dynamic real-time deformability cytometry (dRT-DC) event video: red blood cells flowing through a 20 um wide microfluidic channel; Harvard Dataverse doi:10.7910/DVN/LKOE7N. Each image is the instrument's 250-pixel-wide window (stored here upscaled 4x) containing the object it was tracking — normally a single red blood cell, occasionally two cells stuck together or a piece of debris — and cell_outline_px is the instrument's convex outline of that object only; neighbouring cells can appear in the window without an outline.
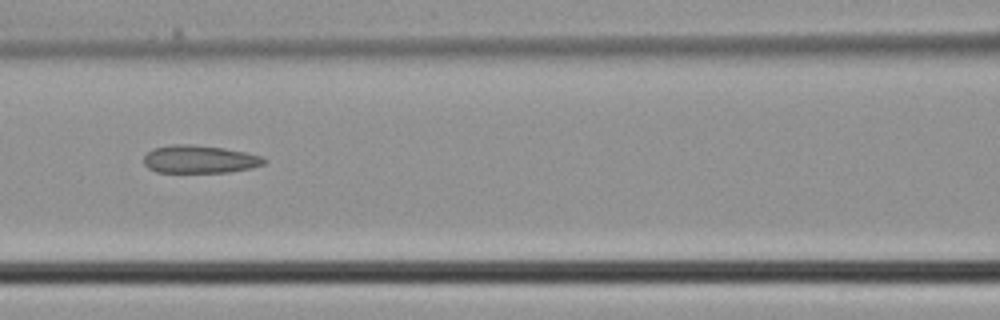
{"species": "common noctule bat (a hibernating species)", "species_latin": "Nyctalus noctula", "temperature_condition": "cold", "stored_images_in_passage": 4, "camera_frame_rate_fps": 3000, "um_per_image_px": 0.085, "animal": {"sex": "male", "body_mass_g": 21.5, "forearm_length_mm": 52.0}, "frame": {"image": 1, "passage_image": 3, "time_ms": 0.667, "image_size_px": [1000, 320], "cell_outline_px": [[268, 160], [264, 164], [252, 168], [228, 172], [156, 172], [148, 168], [144, 164], [144, 156], [152, 148], [172, 144], [192, 144], [224, 148], [244, 152], [260, 156]], "centroid_in_image_um": [16.95, 13.53], "position_along_channel_um": 149.7, "area_um2": 19.59}}
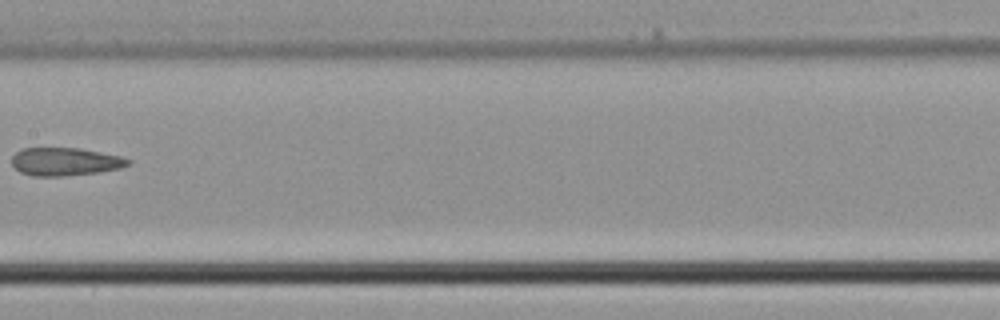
{"frame": {"image": 2, "passage_image": 4, "time_ms": 1.0, "image_size_px": [1000, 320], "cell_outline_px": [[132, 164], [120, 168], [96, 172], [64, 176], [32, 176], [20, 172], [12, 164], [12, 156], [16, 152], [24, 148], [80, 148], [120, 156], [132, 160]], "centroid_in_image_um": [5.54, 13.74], "position_along_channel_um": 201.9, "area_um2": 18.96}}